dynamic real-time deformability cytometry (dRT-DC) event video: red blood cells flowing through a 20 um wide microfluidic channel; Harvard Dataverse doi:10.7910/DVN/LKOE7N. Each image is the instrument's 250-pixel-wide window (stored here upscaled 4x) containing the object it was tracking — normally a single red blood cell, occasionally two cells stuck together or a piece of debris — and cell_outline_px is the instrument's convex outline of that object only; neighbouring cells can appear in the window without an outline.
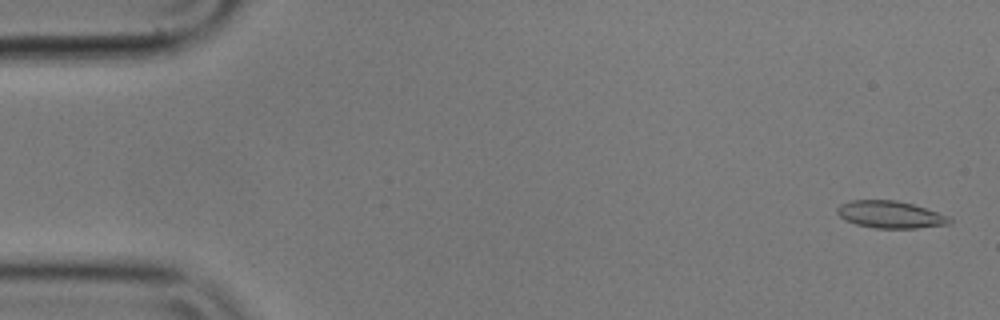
{"species": "common noctule bat (a hibernating species)", "species_latin": "Nyctalus noctula", "temperature_condition": "cold", "stored_images_in_passage": 56, "camera_frame_rate_fps": 3000, "um_per_image_px": 0.085, "animal": {"sex": "male", "body_mass_g": 17.9}, "frame": {"image": 1, "passage_image": 2, "time_ms": 0.333, "image_size_px": [1000, 320], "cell_outline_px": [[952, 220], [948, 224], [916, 228], [876, 228], [856, 224], [844, 220], [836, 212], [836, 208], [840, 204], [852, 200], [896, 200], [912, 204], [952, 216]], "centroid_in_image_um": [75.68, 18.23], "position_along_channel_um": 9.3, "area_um2": 17.86}}
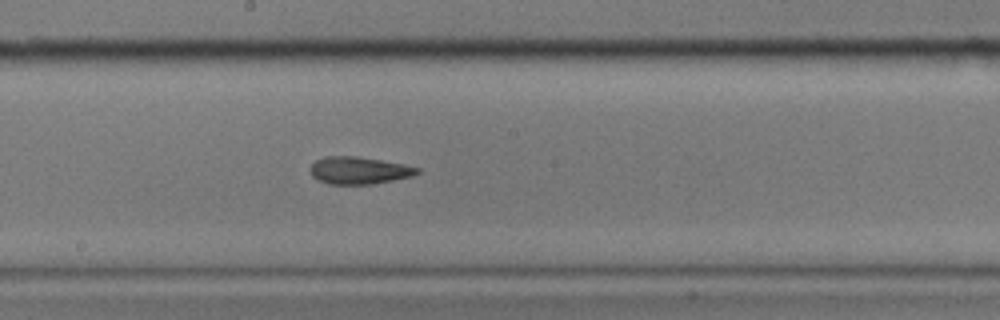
{"frame": {"image": 2, "passage_image": 30, "time_ms": 9.667, "image_size_px": [1000, 320], "cell_outline_px": [[420, 172], [412, 176], [372, 184], [328, 184], [316, 180], [308, 172], [308, 168], [316, 160], [324, 156], [356, 156], [404, 164], [420, 168]], "centroid_in_image_um": [30.45, 14.48], "position_along_channel_um": 217.7, "area_um2": 17.17}}
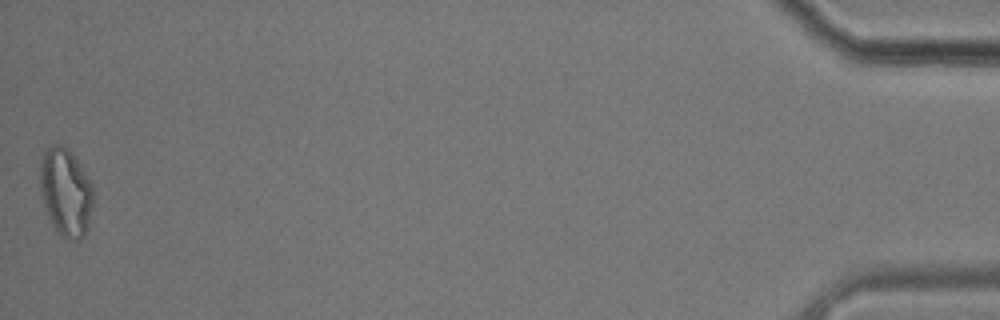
{"frame": {"image": 3, "passage_image": 56, "time_ms": 18.333, "image_size_px": [1000, 320], "cell_outline_px": [[92, 204], [88, 228], [84, 236], [80, 240], [68, 240], [60, 236], [56, 232], [48, 216], [44, 204], [40, 188], [40, 156], [52, 144], [60, 144], [68, 148], [92, 184]], "centroid_in_image_um": [5.57, 16.36], "position_along_channel_um": 429.6, "area_um2": 27.28}, "authors_computed_cell_mechanics": {"area_um2": 17.8602, "velocity_mm_per_s": 3.5496, "shape_relaxation_time_tau1_ms": null, "shape_relaxation_time_tau2_ms": 3.3867, "deformation_change_tau1": null, "deformation_change_tau2": 0.1137}}